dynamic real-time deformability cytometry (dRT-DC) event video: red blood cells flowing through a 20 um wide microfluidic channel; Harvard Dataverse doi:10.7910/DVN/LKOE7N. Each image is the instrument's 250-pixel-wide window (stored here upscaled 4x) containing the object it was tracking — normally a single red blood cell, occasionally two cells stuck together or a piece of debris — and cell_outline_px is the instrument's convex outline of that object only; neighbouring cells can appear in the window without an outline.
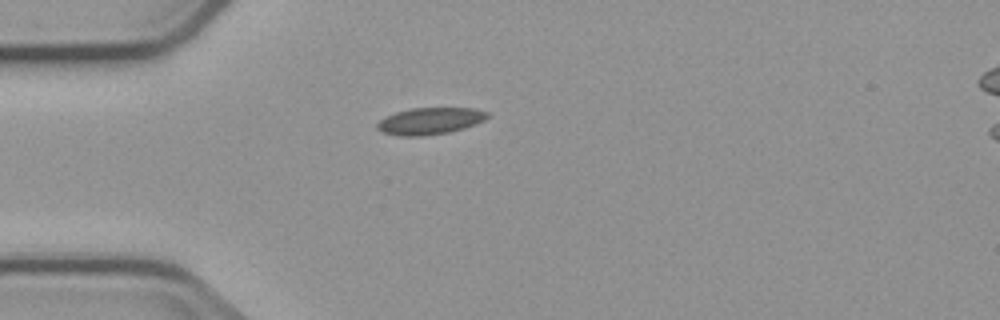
{"species": "common noctule bat (a hibernating species)", "species_latin": "Nyctalus noctula", "temperature_condition": "cold", "stored_images_in_passage": 1, "camera_frame_rate_fps": 3000, "um_per_image_px": 0.085, "animal": {"sex": "male", "body_mass_g": 23.1, "forearm_length_mm": 52.7}, "frame": {"image": 1, "passage_image": 1, "time_ms": 0.0, "image_size_px": [1000, 320], "cell_outline_px": [[488, 116], [484, 120], [464, 128], [448, 132], [420, 136], [400, 136], [384, 132], [376, 128], [376, 124], [380, 120], [396, 112], [412, 108], [476, 108], [488, 112]], "centroid_in_image_um": [36.56, 10.28], "position_along_channel_um": 48.4, "area_um2": 16.99}}